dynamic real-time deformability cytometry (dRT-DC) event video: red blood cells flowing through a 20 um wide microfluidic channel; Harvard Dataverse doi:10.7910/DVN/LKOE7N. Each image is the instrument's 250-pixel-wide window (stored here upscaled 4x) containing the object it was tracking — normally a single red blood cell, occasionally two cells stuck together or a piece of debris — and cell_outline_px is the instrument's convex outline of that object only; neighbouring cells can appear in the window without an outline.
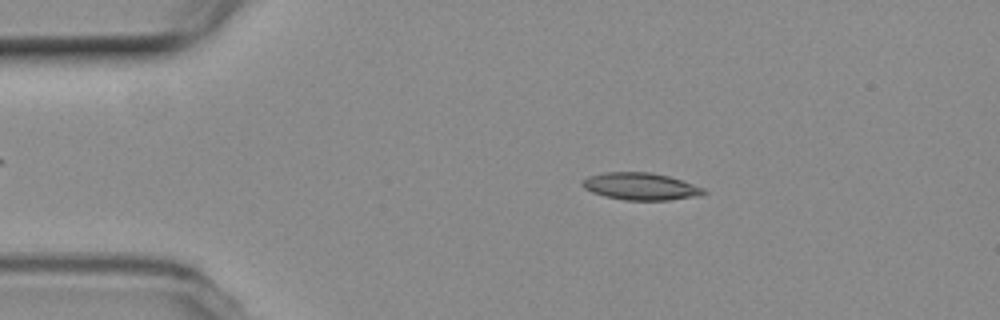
{"species": "common noctule bat (a hibernating species)", "species_latin": "Nyctalus noctula", "temperature_condition": "room temperature", "stored_images_in_passage": 48, "camera_frame_rate_fps": 3000, "um_per_image_px": 0.085, "animal": {"sex": "female", "body_mass_g": 19.3, "forearm_length_mm": 54.1}, "frame": {"image": 1, "passage_image": 4, "time_ms": 1.0, "image_size_px": [1000, 320], "cell_outline_px": [[708, 192], [700, 196], [668, 200], [624, 200], [604, 196], [592, 192], [584, 188], [580, 184], [580, 180], [588, 176], [604, 172], [648, 172], [668, 176], [704, 188]], "centroid_in_image_um": [54.42, 15.84], "position_along_channel_um": 30.6, "area_um2": 19.31}}
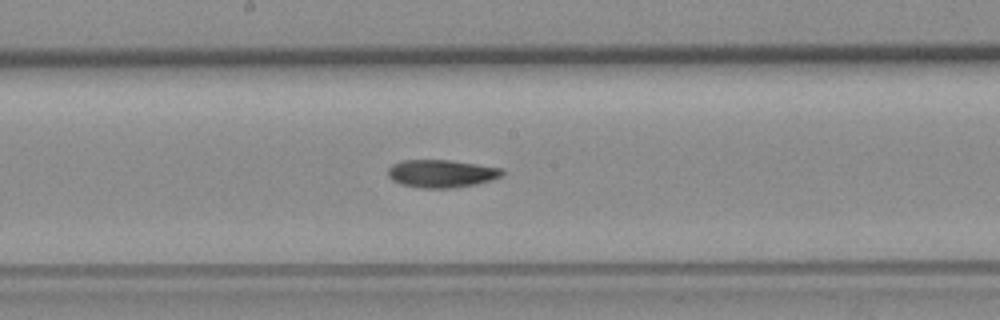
{"frame": {"image": 2, "passage_image": 22, "time_ms": 7.0, "image_size_px": [1000, 320], "cell_outline_px": [[504, 176], [492, 180], [476, 184], [452, 188], [424, 188], [400, 184], [392, 180], [388, 176], [388, 168], [392, 164], [404, 160], [448, 160], [504, 168]], "centroid_in_image_um": [37.55, 14.75], "position_along_channel_um": 210.6, "area_um2": 18.61}}
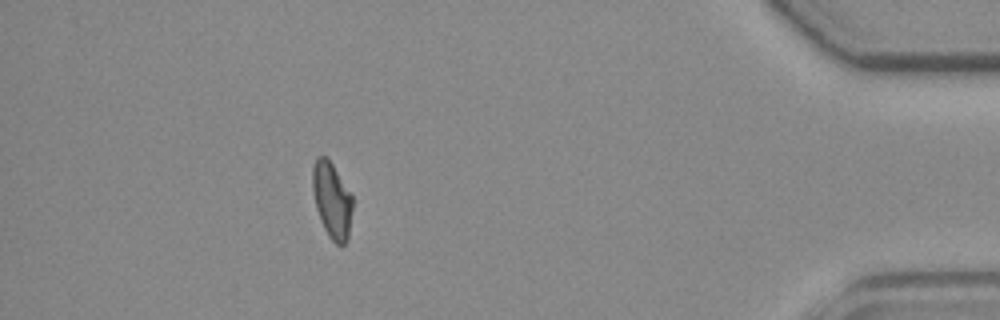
{"frame": {"image": 3, "passage_image": 42, "time_ms": 13.667, "image_size_px": [1000, 320], "cell_outline_px": [[352, 208], [348, 240], [340, 248], [328, 236], [324, 228], [316, 208], [312, 188], [312, 168], [316, 156], [328, 156], [352, 196]], "centroid_in_image_um": [28.2, 17.01], "position_along_channel_um": 407.0, "area_um2": 17.86}, "authors_computed_cell_mechanics": {"area_um2": 18.496, "velocity_mm_per_s": 3.8014, "shape_relaxation_time_tau1_ms": null, "shape_relaxation_time_tau2_ms": 9.6075, "deformation_change_tau1": null, "deformation_change_tau2": 0.1784}}